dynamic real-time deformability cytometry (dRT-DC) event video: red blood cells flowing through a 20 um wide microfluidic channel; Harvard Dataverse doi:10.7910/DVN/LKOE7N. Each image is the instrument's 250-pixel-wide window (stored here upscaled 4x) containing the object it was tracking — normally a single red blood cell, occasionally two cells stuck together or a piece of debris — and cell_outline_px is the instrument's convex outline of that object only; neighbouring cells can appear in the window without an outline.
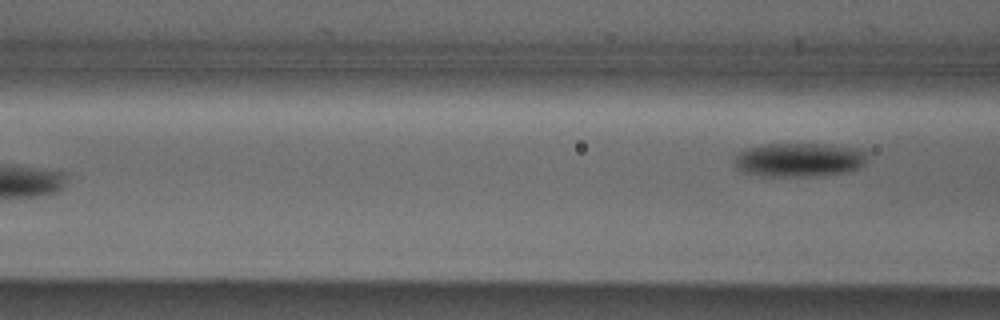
{"species": "Egyptian fruit bat (a non-hibernating species)", "species_latin": "Rousettus aegyptiacus", "temperature_condition": "cold", "stored_images_in_passage": 6, "camera_frame_rate_fps": 3000, "um_per_image_px": 0.085, "animal": {"sex": "male"}, "frame": {"image": 1, "passage_image": 6, "time_ms": 6.0, "image_size_px": [1000, 320], "cell_outline_px": [[864, 164], [860, 168], [844, 172], [800, 176], [768, 176], [744, 172], [736, 168], [736, 156], [740, 152], [748, 148], [768, 144], [828, 144], [864, 148]], "centroid_in_image_um": [67.96, 13.56], "position_along_channel_um": 98.6, "area_um2": 25.84}}